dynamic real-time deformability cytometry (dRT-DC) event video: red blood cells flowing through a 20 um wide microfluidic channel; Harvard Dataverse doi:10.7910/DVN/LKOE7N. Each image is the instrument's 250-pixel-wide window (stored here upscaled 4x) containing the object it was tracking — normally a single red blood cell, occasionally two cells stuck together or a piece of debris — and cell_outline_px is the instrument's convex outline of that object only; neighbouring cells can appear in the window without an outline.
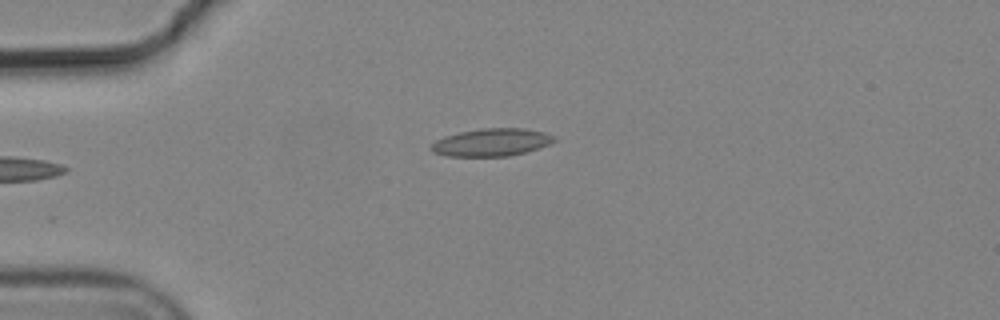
{"species": "common noctule bat (a hibernating species)", "species_latin": "Nyctalus noctula", "temperature_condition": "cold", "stored_images_in_passage": 5, "camera_frame_rate_fps": 3000, "um_per_image_px": 0.085, "animal": {"sex": "male", "body_mass_g": 19.2, "forearm_length_mm": 51.8}, "frame": {"image": 1, "passage_image": 5, "time_ms": 1.333, "image_size_px": [1000, 320], "cell_outline_px": [[556, 140], [540, 148], [508, 156], [448, 156], [432, 152], [428, 148], [436, 140], [444, 136], [460, 132], [480, 128], [524, 128], [544, 132], [556, 136]], "centroid_in_image_um": [41.77, 12.09], "position_along_channel_um": 43.2, "area_um2": 19.88}}